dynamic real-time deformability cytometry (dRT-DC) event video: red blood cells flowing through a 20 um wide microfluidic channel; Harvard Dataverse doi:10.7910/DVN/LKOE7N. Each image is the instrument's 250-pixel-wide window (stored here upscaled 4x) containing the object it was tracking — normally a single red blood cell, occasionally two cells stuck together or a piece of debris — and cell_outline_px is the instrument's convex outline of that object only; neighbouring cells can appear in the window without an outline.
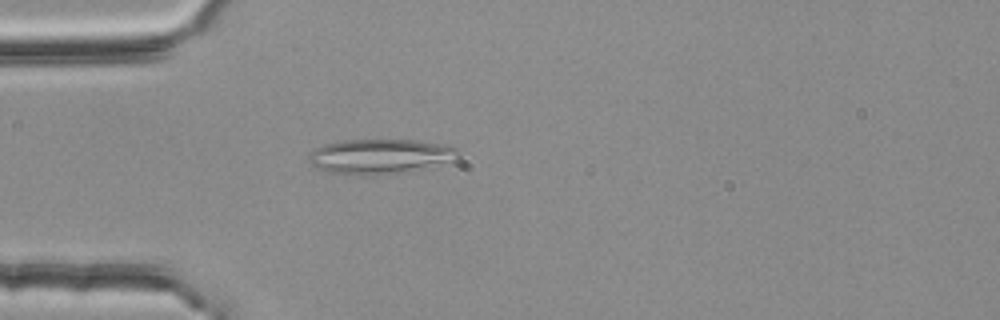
{"species": "common noctule bat (a hibernating species)", "species_latin": "Nyctalus noctula", "temperature_condition": "room temperature", "stored_images_in_passage": 23, "camera_frame_rate_fps": 3000, "um_per_image_px": 0.085, "animal": {"sex": "female", "body_mass_g": 25.1}, "frame": {"image": 1, "passage_image": 15, "time_ms": 4.667, "image_size_px": [1000, 320], "cell_outline_px": [[460, 156], [412, 172], [372, 176], [360, 176], [328, 172], [316, 168], [308, 160], [308, 152], [312, 148], [324, 144], [344, 140], [416, 140], [440, 144], [456, 148], [460, 152]], "centroid_in_image_um": [32.21, 13.31], "position_along_channel_um": 52.8, "area_um2": 30.69}}
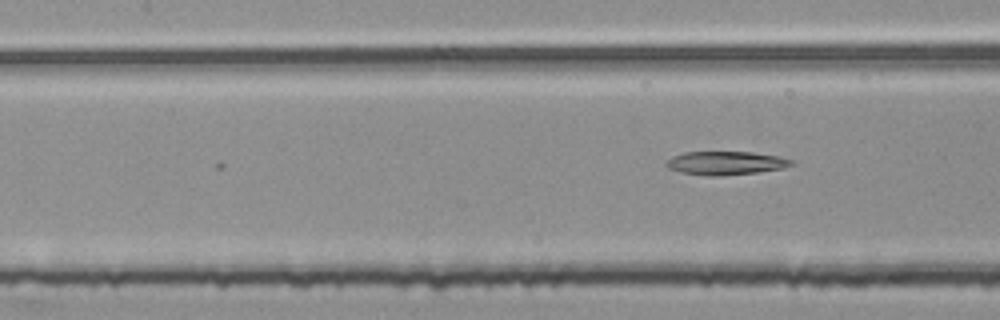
{"frame": {"image": 2, "passage_image": 23, "time_ms": 7.333, "image_size_px": [1000, 320], "cell_outline_px": [[792, 164], [784, 168], [756, 172], [720, 176], [708, 176], [680, 172], [668, 168], [664, 164], [672, 156], [684, 152], [752, 152], [780, 156], [792, 160]], "centroid_in_image_um": [61.66, 13.86], "position_along_channel_um": 145.7, "area_um2": 17.11}}